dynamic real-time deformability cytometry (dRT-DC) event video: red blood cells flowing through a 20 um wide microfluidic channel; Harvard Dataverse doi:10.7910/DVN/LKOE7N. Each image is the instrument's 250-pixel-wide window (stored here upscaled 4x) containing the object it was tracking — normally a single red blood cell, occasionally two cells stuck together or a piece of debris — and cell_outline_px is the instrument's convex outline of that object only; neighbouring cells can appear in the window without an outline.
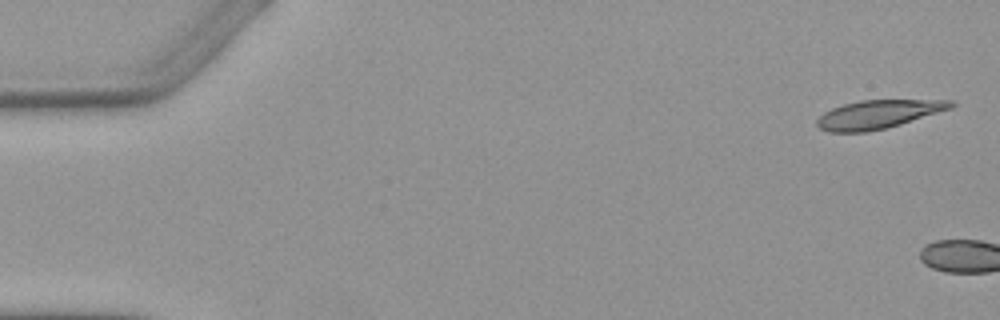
{"species": "Egyptian fruit bat (a non-hibernating species)", "species_latin": "Rousettus aegyptiacus", "temperature_condition": "warm", "stored_images_in_passage": 6, "camera_frame_rate_fps": 3000, "um_per_image_px": 0.085, "animal": {"sex": "female"}, "frame": {"image": 1, "passage_image": 1, "time_ms": 0.0, "image_size_px": [1000, 320], "cell_outline_px": [[956, 104], [952, 108], [888, 128], [868, 132], [828, 132], [820, 128], [816, 124], [816, 120], [824, 112], [832, 108], [844, 104], [860, 100], [956, 100]], "centroid_in_image_um": [74.66, 9.72], "position_along_channel_um": 10.3, "area_um2": 22.31}}
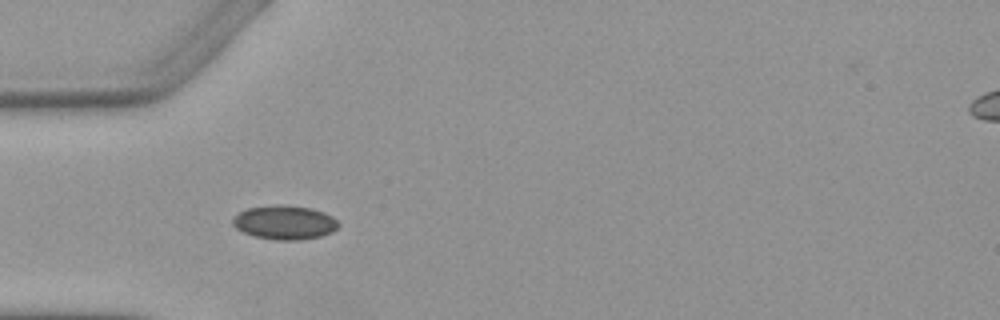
{"frame": {"image": 2, "passage_image": 5, "time_ms": 6.0, "image_size_px": [1000, 320], "cell_outline_px": [[340, 224], [332, 232], [320, 236], [300, 240], [276, 240], [256, 236], [244, 232], [236, 228], [232, 224], [232, 220], [240, 212], [248, 208], [276, 204], [312, 208], [324, 212], [332, 216]], "centroid_in_image_um": [24.21, 18.9], "position_along_channel_um": 60.8, "area_um2": 20.81}}
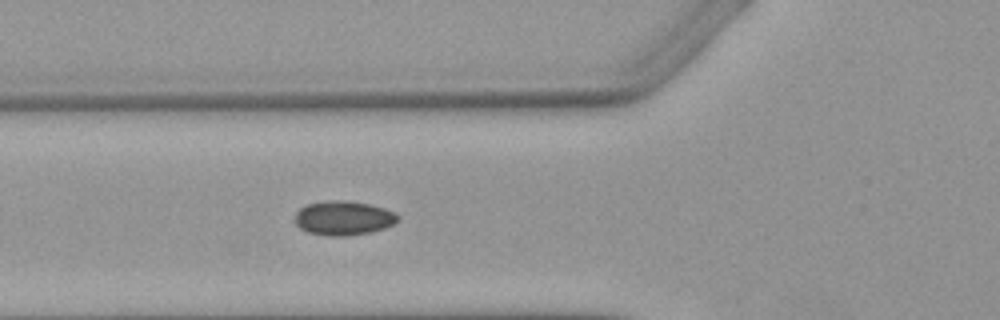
{"frame": {"image": 3, "passage_image": 6, "time_ms": 7.0, "image_size_px": [1000, 320], "cell_outline_px": [[400, 220], [396, 224], [384, 228], [368, 232], [344, 236], [324, 236], [308, 232], [300, 228], [296, 224], [296, 212], [300, 208], [308, 204], [332, 200], [344, 200], [368, 204], [384, 208], [396, 212], [400, 216]], "centroid_in_image_um": [29.23, 18.54], "position_along_channel_um": 96.6, "area_um2": 20.58}}